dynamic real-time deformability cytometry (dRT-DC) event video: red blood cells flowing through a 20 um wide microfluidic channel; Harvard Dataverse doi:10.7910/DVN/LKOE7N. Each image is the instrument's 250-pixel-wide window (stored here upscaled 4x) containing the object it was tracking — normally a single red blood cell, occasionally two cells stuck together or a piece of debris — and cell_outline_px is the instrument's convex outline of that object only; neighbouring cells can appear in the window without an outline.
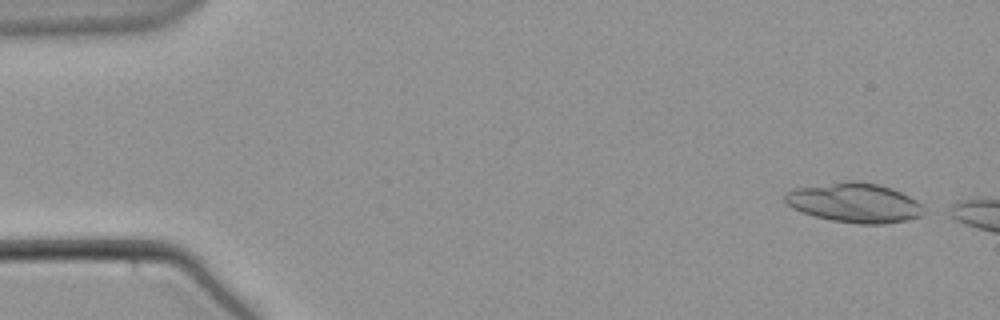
{"species": "common noctule bat (a hibernating species)", "species_latin": "Nyctalus noctula", "temperature_condition": "warm", "stored_images_in_passage": 10, "camera_frame_rate_fps": 3000, "um_per_image_px": 0.085, "animal": {"sex": "male", "body_mass_g": 21.5, "forearm_length_mm": 52.0}, "frame": {"image": 1, "passage_image": 2, "time_ms": 0.333, "image_size_px": [1000, 320], "cell_outline_px": [[924, 216], [908, 220], [884, 224], [860, 224], [832, 220], [800, 212], [792, 208], [784, 200], [784, 192], [792, 188], [844, 180], [856, 180], [880, 184], [892, 188], [916, 200], [924, 208]], "centroid_in_image_um": [72.61, 17.22], "position_along_channel_um": 12.4, "area_um2": 32.48}}